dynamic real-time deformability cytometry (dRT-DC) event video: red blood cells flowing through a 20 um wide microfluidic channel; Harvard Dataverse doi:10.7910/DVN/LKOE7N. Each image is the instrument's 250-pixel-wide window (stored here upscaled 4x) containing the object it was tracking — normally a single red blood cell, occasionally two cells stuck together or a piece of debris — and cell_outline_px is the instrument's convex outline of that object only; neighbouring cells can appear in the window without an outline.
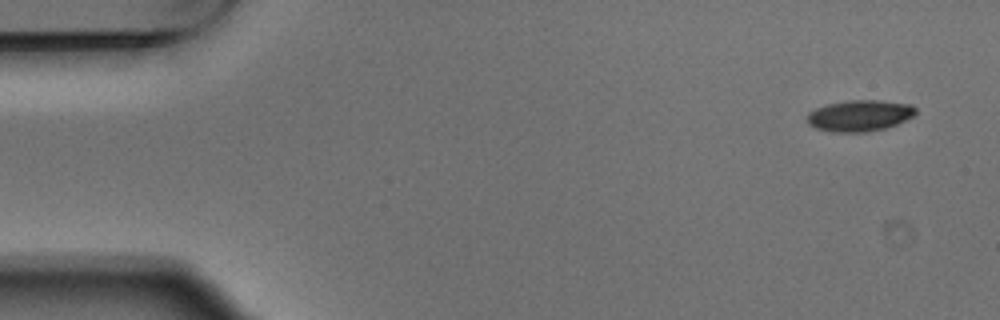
{"species": "Egyptian fruit bat (a non-hibernating species)", "species_latin": "Rousettus aegyptiacus", "temperature_condition": "warm", "stored_images_in_passage": 4, "camera_frame_rate_fps": 3000, "um_per_image_px": 0.085, "animal": {"sex": "male"}, "frame": {"image": 1, "passage_image": 1, "time_ms": 0.0, "image_size_px": [1000, 320], "cell_outline_px": [[916, 116], [896, 124], [884, 128], [868, 132], [828, 132], [816, 128], [808, 124], [808, 112], [816, 108], [828, 104], [848, 100], [880, 100], [912, 104], [916, 108]], "centroid_in_image_um": [73.09, 9.83], "position_along_channel_um": 11.9, "area_um2": 19.94}}